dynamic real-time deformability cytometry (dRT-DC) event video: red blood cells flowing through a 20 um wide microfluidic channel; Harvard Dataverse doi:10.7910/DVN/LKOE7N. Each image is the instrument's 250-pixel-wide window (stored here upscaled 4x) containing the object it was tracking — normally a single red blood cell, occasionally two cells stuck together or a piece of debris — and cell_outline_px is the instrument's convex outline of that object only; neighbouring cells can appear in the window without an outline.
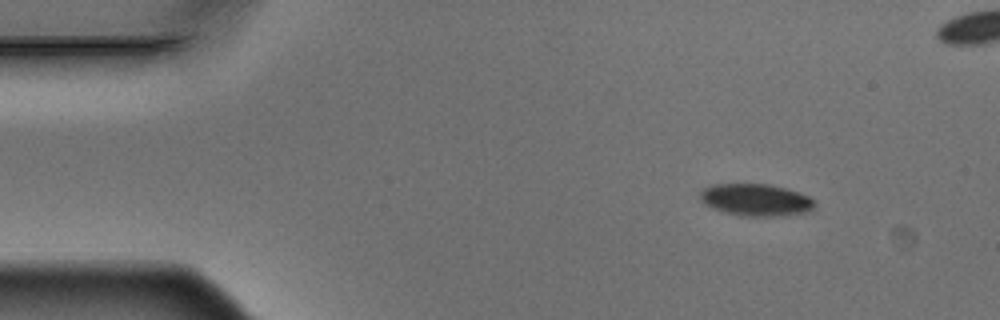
{"species": "Egyptian fruit bat (a non-hibernating species)", "species_latin": "Rousettus aegyptiacus", "temperature_condition": "warm", "stored_images_in_passage": 9, "camera_frame_rate_fps": 3000, "um_per_image_px": 0.085, "animal": {"sex": "male"}, "frame": {"image": 1, "passage_image": 1, "time_ms": 0.0, "image_size_px": [1000, 320], "cell_outline_px": [[812, 208], [808, 212], [780, 216], [740, 216], [724, 212], [712, 208], [704, 204], [700, 200], [700, 192], [704, 188], [712, 184], [768, 184], [788, 188], [808, 196], [812, 200]], "centroid_in_image_um": [64.2, 16.99], "position_along_channel_um": 20.8, "area_um2": 21.44}}
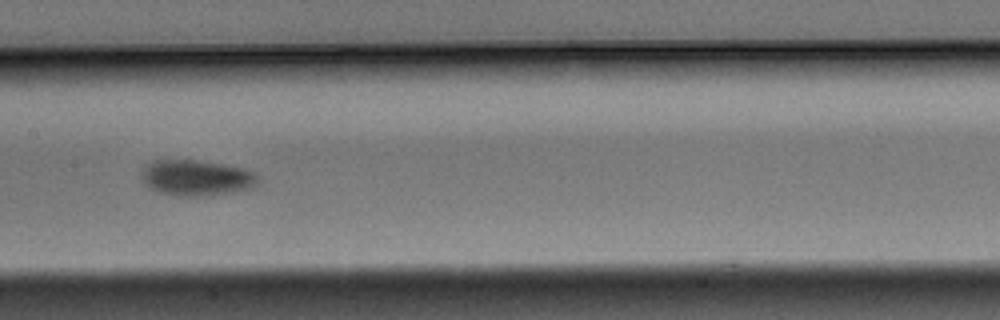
{"frame": {"image": 2, "passage_image": 7, "time_ms": 2.0, "image_size_px": [1000, 320], "cell_outline_px": [[256, 184], [252, 188], [236, 192], [204, 196], [176, 196], [160, 192], [148, 188], [144, 184], [140, 172], [144, 164], [152, 160], [196, 160], [224, 164], [244, 168], [252, 172], [256, 176]], "centroid_in_image_um": [16.63, 15.11], "position_along_channel_um": 190.8, "area_um2": 24.57}}
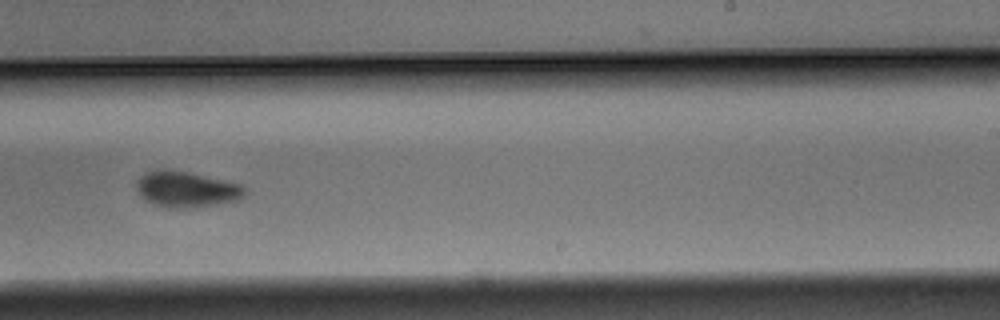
{"frame": {"image": 3, "passage_image": 9, "time_ms": 2.667, "image_size_px": [1000, 320], "cell_outline_px": [[248, 188], [244, 196], [236, 200], [216, 204], [192, 208], [164, 208], [152, 204], [140, 196], [136, 188], [136, 180], [140, 176], [148, 172], [188, 172], [240, 184]], "centroid_in_image_um": [15.86, 16.14], "position_along_channel_um": 273.1, "area_um2": 22.2}}